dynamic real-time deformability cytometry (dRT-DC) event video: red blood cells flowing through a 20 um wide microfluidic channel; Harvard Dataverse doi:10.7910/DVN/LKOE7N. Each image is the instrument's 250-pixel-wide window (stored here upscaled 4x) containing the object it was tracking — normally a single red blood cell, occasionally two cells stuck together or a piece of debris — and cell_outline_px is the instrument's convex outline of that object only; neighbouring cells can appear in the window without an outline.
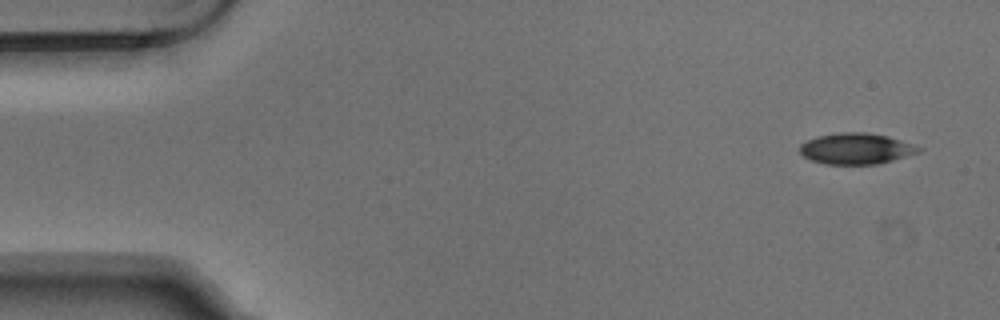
{"species": "Egyptian fruit bat (a non-hibernating species)", "species_latin": "Rousettus aegyptiacus", "temperature_condition": "warm", "stored_images_in_passage": 5, "camera_frame_rate_fps": 3000, "um_per_image_px": 0.085, "animal": {"sex": "male"}, "frame": {"image": 1, "passage_image": 1, "time_ms": 0.0, "image_size_px": [1000, 320], "cell_outline_px": [[924, 148], [920, 152], [892, 160], [876, 164], [824, 164], [812, 160], [804, 156], [800, 152], [800, 144], [808, 140], [820, 136], [840, 132], [868, 132], [888, 136]], "centroid_in_image_um": [72.79, 12.63], "position_along_channel_um": 12.2, "area_um2": 21.33}}